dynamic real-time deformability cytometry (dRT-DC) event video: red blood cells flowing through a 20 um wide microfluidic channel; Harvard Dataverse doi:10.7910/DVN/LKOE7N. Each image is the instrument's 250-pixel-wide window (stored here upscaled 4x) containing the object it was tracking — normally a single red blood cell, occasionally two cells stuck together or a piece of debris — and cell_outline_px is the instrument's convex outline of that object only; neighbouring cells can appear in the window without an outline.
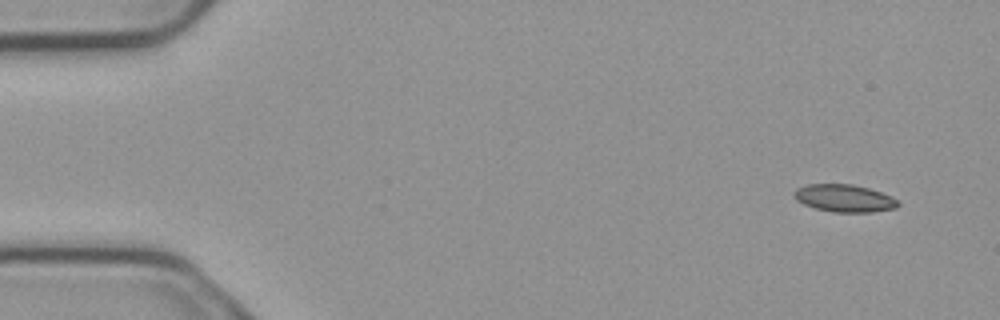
{"species": "common noctule bat (a hibernating species)", "species_latin": "Nyctalus noctula", "temperature_condition": "cold", "stored_images_in_passage": 5, "camera_frame_rate_fps": 3000, "um_per_image_px": 0.085, "animal": {"sex": "male", "body_mass_g": 23.1, "forearm_length_mm": 52.7}, "frame": {"image": 1, "passage_image": 1, "time_ms": 0.0, "image_size_px": [1000, 320], "cell_outline_px": [[900, 204], [896, 208], [872, 212], [832, 212], [816, 208], [804, 204], [796, 200], [792, 196], [792, 192], [796, 188], [808, 184], [852, 184], [868, 188], [892, 196]], "centroid_in_image_um": [71.74, 16.85], "position_along_channel_um": 13.3, "area_um2": 16.7}}
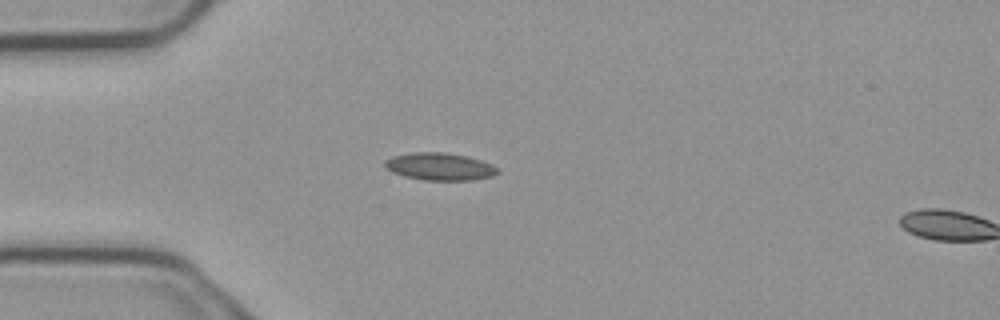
{"frame": {"image": 2, "passage_image": 4, "time_ms": 1.0, "image_size_px": [1000, 320], "cell_outline_px": [[500, 172], [492, 176], [472, 180], [424, 180], [404, 176], [392, 172], [384, 168], [384, 160], [392, 156], [412, 152], [444, 152], [468, 156], [492, 164]], "centroid_in_image_um": [37.34, 14.15], "position_along_channel_um": 47.7, "area_um2": 18.15}}